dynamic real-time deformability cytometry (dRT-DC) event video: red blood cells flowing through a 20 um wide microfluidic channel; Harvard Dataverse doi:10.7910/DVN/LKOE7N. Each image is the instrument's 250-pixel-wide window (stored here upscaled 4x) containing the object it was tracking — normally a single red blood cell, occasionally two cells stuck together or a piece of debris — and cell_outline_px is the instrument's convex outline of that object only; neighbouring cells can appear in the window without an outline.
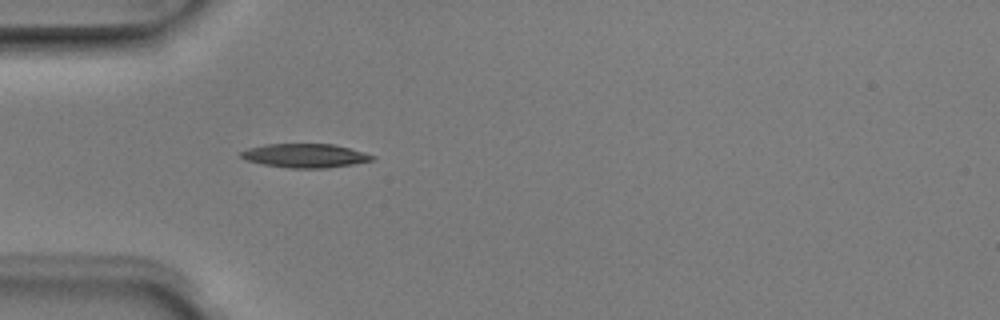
{"species": "Egyptian fruit bat (a non-hibernating species)", "species_latin": "Rousettus aegyptiacus", "temperature_condition": "room temperature", "stored_images_in_passage": 5, "camera_frame_rate_fps": 3000, "um_per_image_px": 0.085, "animal": {"sex": "male"}, "frame": {"image": 1, "passage_image": 5, "time_ms": 1.333, "image_size_px": [1000, 320], "cell_outline_px": [[376, 160], [352, 164], [324, 168], [288, 168], [264, 164], [248, 160], [240, 156], [240, 152], [248, 148], [268, 144], [332, 144], [364, 152], [376, 156]], "centroid_in_image_um": [25.97, 13.23], "position_along_channel_um": 59.0, "area_um2": 18.09}}